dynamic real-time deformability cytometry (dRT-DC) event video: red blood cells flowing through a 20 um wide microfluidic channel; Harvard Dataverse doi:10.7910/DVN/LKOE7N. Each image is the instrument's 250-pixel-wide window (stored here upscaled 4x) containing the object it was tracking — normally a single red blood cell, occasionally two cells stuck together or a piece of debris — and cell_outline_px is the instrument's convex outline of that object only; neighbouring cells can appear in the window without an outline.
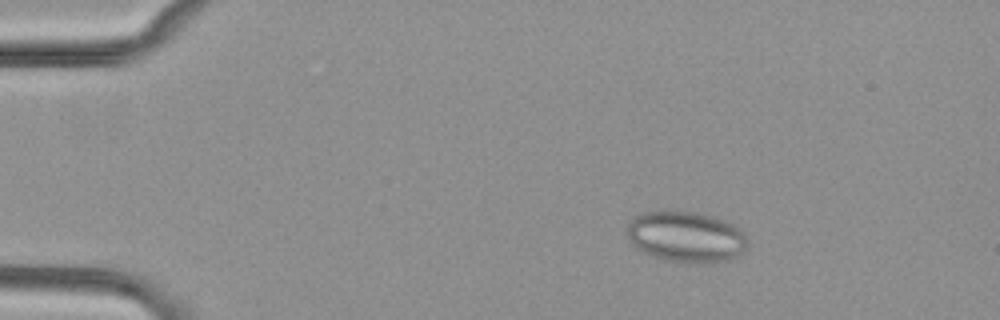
{"species": "common noctule bat (a hibernating species)", "species_latin": "Nyctalus noctula", "temperature_condition": "cold", "stored_images_in_passage": 55, "segment_of_instrument_passage": [1, 2], "camera_frame_rate_fps": 3000, "um_per_image_px": 0.085, "animal": {"sex": "female", "body_mass_g": 29.2, "forearm_length_mm": 56.3}, "frame": {"image": 1, "passage_image": 10, "time_ms": 3.0, "image_size_px": [1000, 320], "cell_outline_px": [[748, 244], [736, 256], [728, 260], [708, 264], [692, 264], [664, 260], [640, 252], [628, 240], [628, 220], [640, 212], [696, 212], [712, 216], [724, 220], [740, 228], [744, 232], [748, 240]], "centroid_in_image_um": [58.29, 20.15], "position_along_channel_um": 26.7, "area_um2": 36.18}}